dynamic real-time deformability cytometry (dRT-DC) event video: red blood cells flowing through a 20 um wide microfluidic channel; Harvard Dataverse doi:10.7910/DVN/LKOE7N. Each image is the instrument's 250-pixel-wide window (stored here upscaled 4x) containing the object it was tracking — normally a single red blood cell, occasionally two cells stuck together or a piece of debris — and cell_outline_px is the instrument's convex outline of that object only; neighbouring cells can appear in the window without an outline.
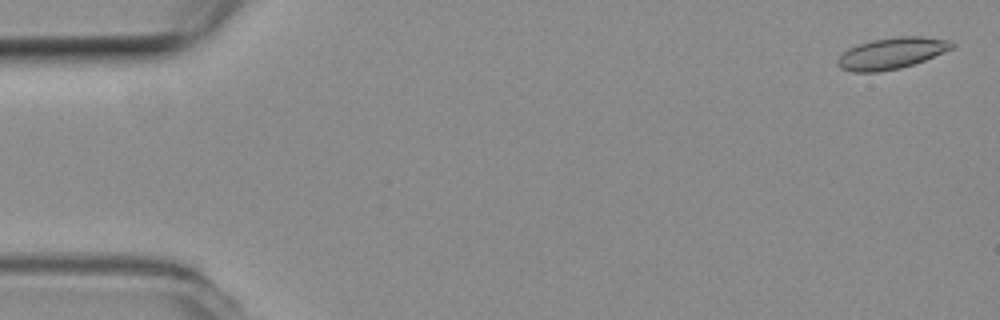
{"species": "common noctule bat (a hibernating species)", "species_latin": "Nyctalus noctula", "temperature_condition": "room temperature", "stored_images_in_passage": 5, "camera_frame_rate_fps": 3000, "um_per_image_px": 0.085, "animal": {"sex": "female", "body_mass_g": 19.3, "forearm_length_mm": 54.1}, "frame": {"image": 1, "passage_image": 1, "time_ms": 0.0, "image_size_px": [1000, 320], "cell_outline_px": [[956, 44], [952, 48], [924, 60], [900, 68], [876, 72], [852, 72], [840, 68], [836, 64], [836, 60], [848, 48], [872, 40], [900, 36], [920, 36], [952, 40]], "centroid_in_image_um": [75.78, 4.52], "position_along_channel_um": 9.2, "area_um2": 20.75}}